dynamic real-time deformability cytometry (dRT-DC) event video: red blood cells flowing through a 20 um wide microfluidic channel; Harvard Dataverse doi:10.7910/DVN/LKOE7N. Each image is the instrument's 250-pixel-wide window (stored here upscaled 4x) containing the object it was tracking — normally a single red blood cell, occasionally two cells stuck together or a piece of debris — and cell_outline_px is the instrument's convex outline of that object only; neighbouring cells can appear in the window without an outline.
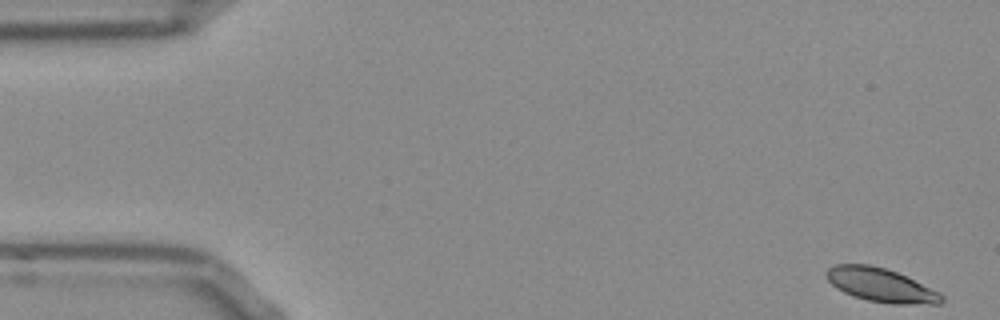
{"species": "Egyptian fruit bat (a non-hibernating species)", "species_latin": "Rousettus aegyptiacus", "temperature_condition": "room temperature", "stored_images_in_passage": 52, "camera_frame_rate_fps": 3000, "um_per_image_px": 0.085, "frame": {"image": 1, "passage_image": 1, "time_ms": 0.0, "image_size_px": [1000, 320], "cell_outline_px": [[944, 300], [940, 304], [892, 304], [868, 300], [844, 292], [836, 288], [824, 276], [824, 272], [828, 268], [836, 264], [868, 264], [884, 268], [896, 272], [940, 292], [944, 296]], "centroid_in_image_um": [74.86, 24.23], "position_along_channel_um": 10.1, "area_um2": 22.54}}
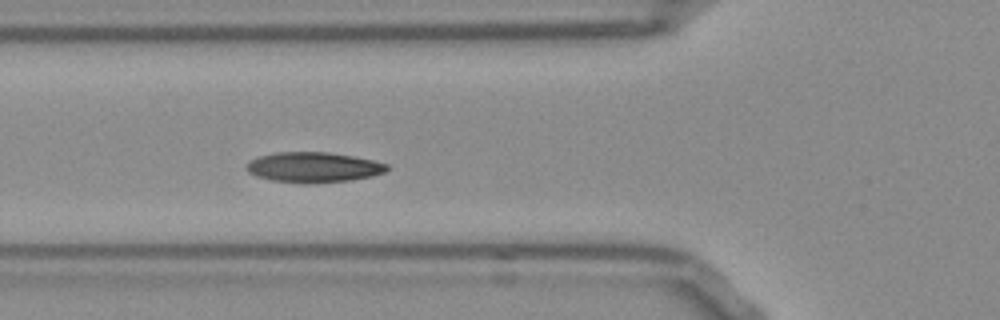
{"frame": {"image": 2, "passage_image": 18, "time_ms": 5.667, "image_size_px": [1000, 320], "cell_outline_px": [[388, 168], [384, 172], [372, 176], [352, 180], [312, 184], [304, 184], [272, 180], [256, 176], [248, 172], [244, 168], [252, 160], [260, 156], [276, 152], [328, 152], [352, 156], [372, 160], [388, 164]], "centroid_in_image_um": [26.64, 14.23], "position_along_channel_um": 99.2, "area_um2": 24.8}}
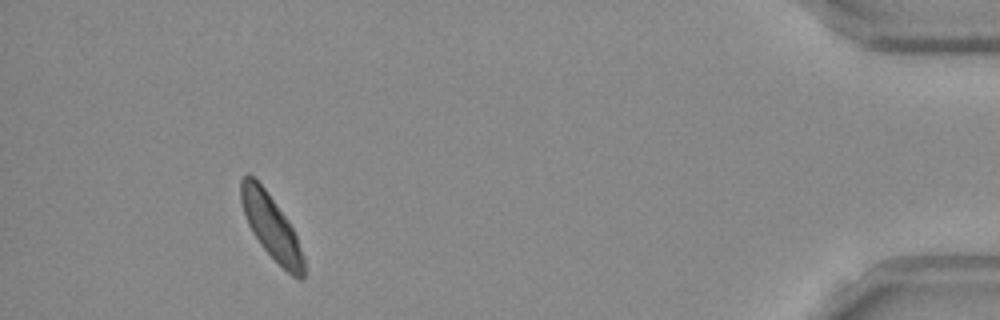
{"frame": {"image": 3, "passage_image": 48, "time_ms": 15.667, "image_size_px": [1000, 320], "cell_outline_px": [[304, 280], [300, 280], [292, 276], [260, 244], [252, 232], [248, 224], [240, 200], [240, 180], [248, 172], [264, 188], [288, 220], [296, 236], [304, 256]], "centroid_in_image_um": [23.05, 19.27], "position_along_channel_um": 412.1, "area_um2": 23.12}, "authors_computed_cell_mechanics": {"area_um2": 23.6113, "velocity_mm_per_s": 3.8018, "shape_relaxation_time_tau1_ms": 1.561, "shape_relaxation_time_tau2_ms": null, "deformation_change_tau1": 0.088, "deformation_change_tau2": null}}